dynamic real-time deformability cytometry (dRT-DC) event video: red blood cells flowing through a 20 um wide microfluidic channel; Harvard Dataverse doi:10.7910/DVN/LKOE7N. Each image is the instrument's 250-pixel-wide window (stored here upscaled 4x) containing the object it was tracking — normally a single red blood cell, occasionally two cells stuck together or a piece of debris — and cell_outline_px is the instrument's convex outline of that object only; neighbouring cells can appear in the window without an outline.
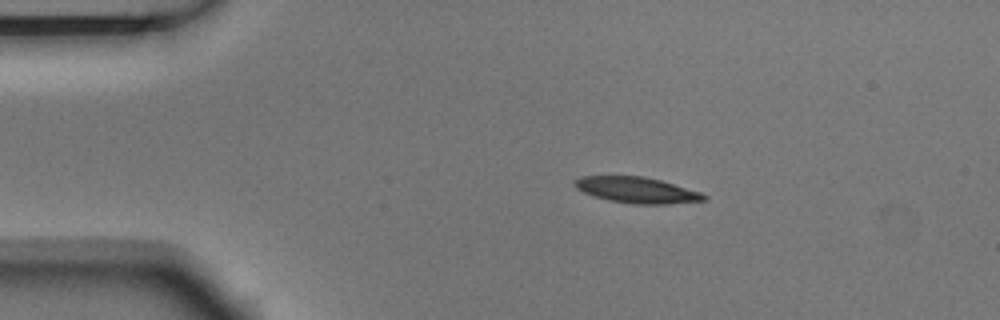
{"species": "Egyptian fruit bat (a non-hibernating species)", "species_latin": "Rousettus aegyptiacus", "temperature_condition": "room temperature", "stored_images_in_passage": 11, "camera_frame_rate_fps": 3000, "um_per_image_px": 0.085, "animal": {"sex": "male"}, "frame": {"image": 1, "passage_image": 1, "time_ms": 0.0, "image_size_px": [1000, 320], "cell_outline_px": [[708, 200], [668, 204], [632, 204], [608, 200], [584, 192], [576, 188], [572, 184], [572, 180], [580, 176], [644, 176], [660, 180], [700, 192], [708, 196]], "centroid_in_image_um": [54.11, 16.15], "position_along_channel_um": 30.9, "area_um2": 19.59}}
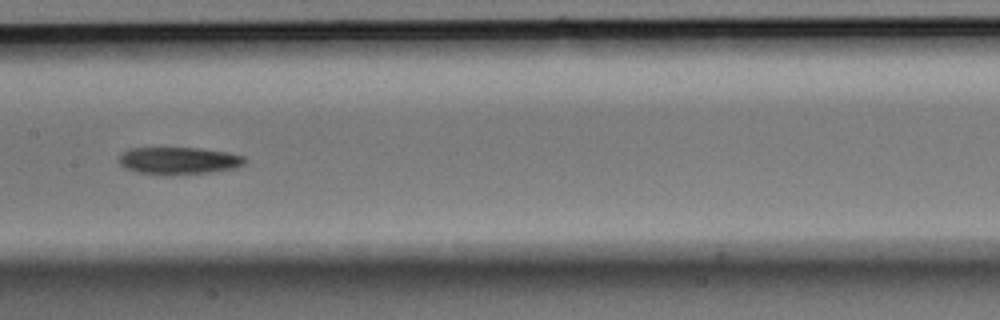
{"frame": {"image": 2, "passage_image": 5, "time_ms": 1.333, "image_size_px": [1000, 320], "cell_outline_px": [[248, 160], [244, 164], [236, 168], [212, 172], [168, 176], [164, 176], [140, 172], [128, 168], [120, 164], [120, 152], [128, 148], [200, 148], [228, 152], [244, 156]], "centroid_in_image_um": [15.23, 13.66], "position_along_channel_um": 192.2, "area_um2": 20.29}}
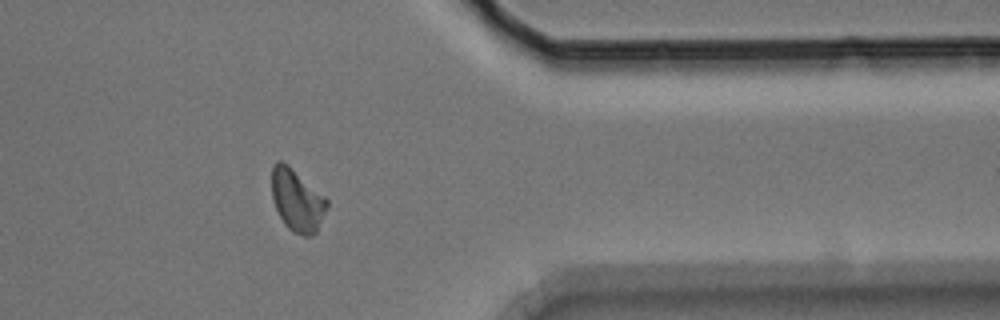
{"frame": {"image": 3, "passage_image": 10, "time_ms": 3.0, "image_size_px": [1000, 320], "cell_outline_px": [[328, 204], [316, 232], [308, 236], [304, 236], [292, 232], [284, 224], [276, 208], [272, 196], [272, 164], [276, 160], [280, 160], [288, 164], [324, 196], [328, 200]], "centroid_in_image_um": [25.23, 17.01], "position_along_channel_um": 386.2, "area_um2": 19.83}}